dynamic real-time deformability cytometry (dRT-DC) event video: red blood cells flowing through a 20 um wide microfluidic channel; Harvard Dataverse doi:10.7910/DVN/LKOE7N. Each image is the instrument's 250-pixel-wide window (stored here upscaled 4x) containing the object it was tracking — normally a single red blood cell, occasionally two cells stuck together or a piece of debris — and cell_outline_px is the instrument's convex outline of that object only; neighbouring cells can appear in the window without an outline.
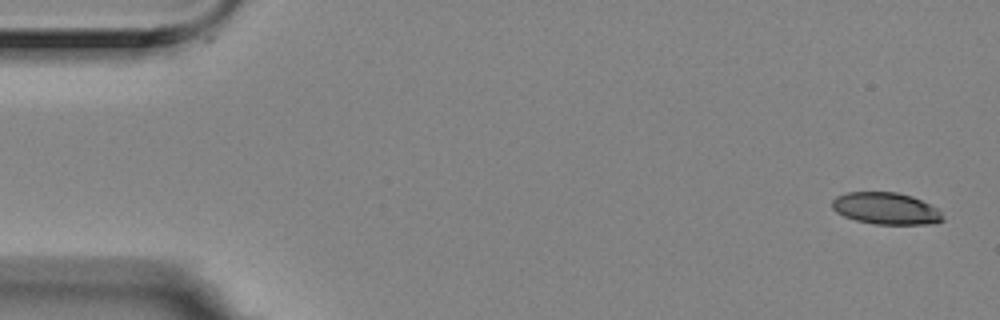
{"species": "Egyptian fruit bat (a non-hibernating species)", "species_latin": "Rousettus aegyptiacus", "temperature_condition": "room temperature", "stored_images_in_passage": 4, "camera_frame_rate_fps": 3000, "um_per_image_px": 0.085, "animal": {"sex": "female"}, "frame": {"image": 1, "passage_image": 1, "time_ms": 0.0, "image_size_px": [1000, 320], "cell_outline_px": [[944, 220], [936, 224], [872, 224], [856, 220], [844, 216], [836, 212], [832, 208], [832, 200], [836, 196], [848, 192], [896, 192], [912, 196], [936, 208], [940, 212]], "centroid_in_image_um": [75.29, 17.72], "position_along_channel_um": 9.7, "area_um2": 20.52}}